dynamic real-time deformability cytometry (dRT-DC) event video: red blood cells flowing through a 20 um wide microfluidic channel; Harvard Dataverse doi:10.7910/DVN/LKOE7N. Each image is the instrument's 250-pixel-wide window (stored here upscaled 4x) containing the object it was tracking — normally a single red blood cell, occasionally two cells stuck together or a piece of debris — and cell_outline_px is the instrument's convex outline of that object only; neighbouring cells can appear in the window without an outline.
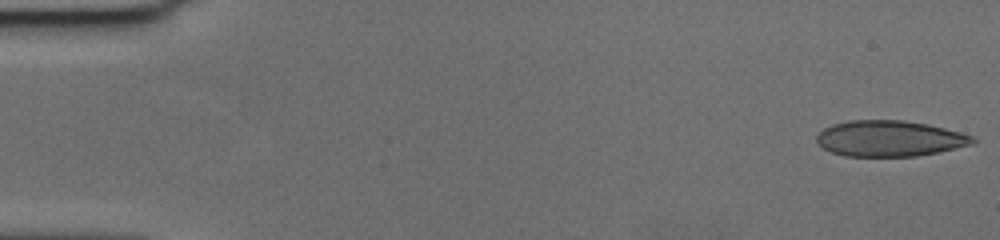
{"species": "human", "species_latin": "Homo sapiens", "temperature_condition": "cold", "stored_images_in_passage": 55, "camera_frame_rate_fps": 3000, "um_per_image_px": 0.085, "donor": {"sex": "female"}, "frame": {"image": 1, "passage_image": 1, "time_ms": 0.0, "image_size_px": [1000, 240], "cell_outline_px": [[976, 144], [916, 156], [844, 156], [832, 152], [824, 148], [816, 140], [816, 136], [824, 128], [832, 124], [848, 120], [904, 120], [928, 124], [960, 132], [972, 136], [976, 140]], "centroid_in_image_um": [75.62, 11.77], "position_along_channel_um": 9.4, "area_um2": 32.6}}
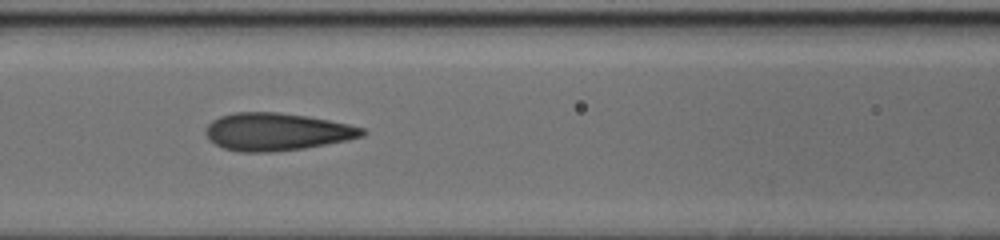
{"frame": {"image": 2, "passage_image": 25, "time_ms": 8.0, "image_size_px": [1000, 240], "cell_outline_px": [[368, 132], [364, 136], [348, 140], [304, 148], [268, 152], [240, 152], [224, 148], [216, 144], [204, 132], [208, 124], [212, 120], [220, 116], [232, 112], [276, 112], [308, 116], [348, 124], [364, 128]], "centroid_in_image_um": [23.54, 11.19], "position_along_channel_um": 143.1, "area_um2": 34.22}}
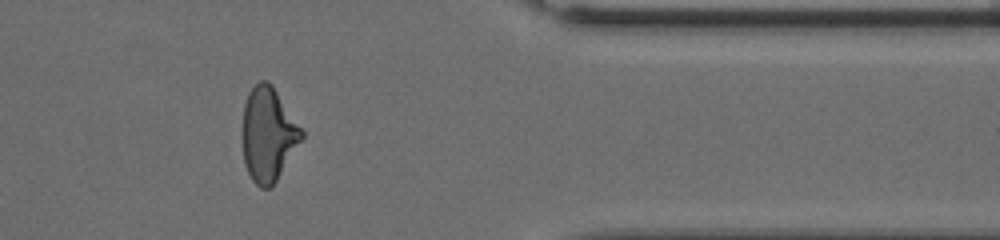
{"frame": {"image": 3, "passage_image": 47, "time_ms": 15.333, "image_size_px": [1000, 240], "cell_outline_px": [[304, 136], [276, 180], [268, 188], [260, 188], [252, 180], [244, 164], [244, 104], [248, 92], [260, 80], [268, 80], [272, 84], [304, 132]], "centroid_in_image_um": [22.8, 11.4], "position_along_channel_um": 388.6, "area_um2": 31.79}}